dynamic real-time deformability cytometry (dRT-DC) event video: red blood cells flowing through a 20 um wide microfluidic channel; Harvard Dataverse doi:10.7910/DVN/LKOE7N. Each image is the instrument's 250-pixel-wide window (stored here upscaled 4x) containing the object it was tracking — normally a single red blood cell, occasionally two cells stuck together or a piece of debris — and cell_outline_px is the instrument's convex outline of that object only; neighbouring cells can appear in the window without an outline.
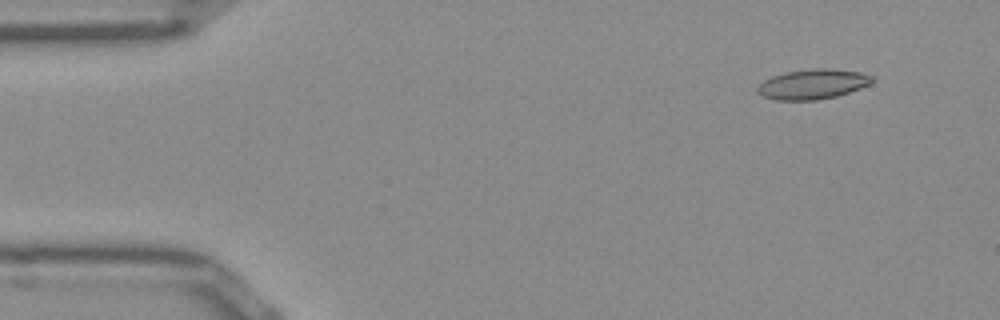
{"species": "Egyptian fruit bat (a non-hibernating species)", "species_latin": "Rousettus aegyptiacus", "temperature_condition": "room temperature", "stored_images_in_passage": 12, "camera_frame_rate_fps": 3000, "um_per_image_px": 0.085, "frame": {"image": 1, "passage_image": 4, "time_ms": 1.0, "image_size_px": [1000, 320], "cell_outline_px": [[876, 80], [860, 88], [836, 96], [816, 100], [776, 100], [764, 96], [756, 92], [756, 88], [764, 80], [772, 76], [788, 72], [812, 68], [832, 68], [860, 72], [876, 76]], "centroid_in_image_um": [69.11, 7.14], "position_along_channel_um": 15.9, "area_um2": 20.06}}